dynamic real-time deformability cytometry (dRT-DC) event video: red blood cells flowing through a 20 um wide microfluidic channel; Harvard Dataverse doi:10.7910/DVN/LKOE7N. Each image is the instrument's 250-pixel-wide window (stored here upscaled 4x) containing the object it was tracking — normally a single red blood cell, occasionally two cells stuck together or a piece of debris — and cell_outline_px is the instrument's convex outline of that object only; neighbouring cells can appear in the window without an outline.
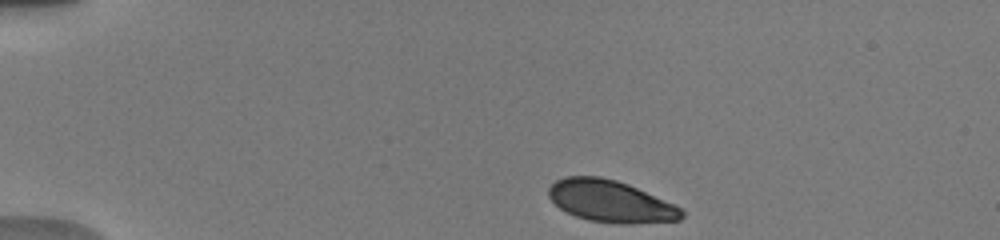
{"species": "human", "species_latin": "Homo sapiens", "temperature_condition": "warm", "stored_images_in_passage": 12, "camera_frame_rate_fps": 3000, "um_per_image_px": 0.085, "donor": {"sex": "male"}, "frame": {"image": 1, "passage_image": 1, "time_ms": 0.0, "image_size_px": [1000, 240], "cell_outline_px": [[684, 216], [680, 220], [628, 224], [616, 224], [588, 220], [576, 216], [560, 208], [548, 196], [548, 188], [556, 180], [564, 176], [600, 176], [616, 180], [628, 184], [672, 204], [680, 208], [684, 212]], "centroid_in_image_um": [51.87, 17.11], "position_along_channel_um": 33.1, "area_um2": 32.25}}
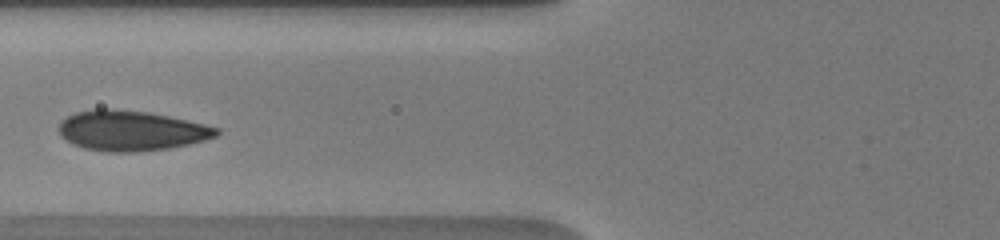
{"frame": {"image": 2, "passage_image": 9, "time_ms": 4.0, "image_size_px": [1000, 240], "cell_outline_px": [[220, 132], [216, 136], [204, 140], [188, 144], [168, 148], [136, 152], [108, 152], [84, 148], [72, 144], [60, 136], [60, 120], [76, 112], [96, 108], [104, 108], [148, 112], [168, 116], [204, 124], [220, 128]], "centroid_in_image_um": [11.13, 11.11], "position_along_channel_um": 114.7, "area_um2": 36.82}}
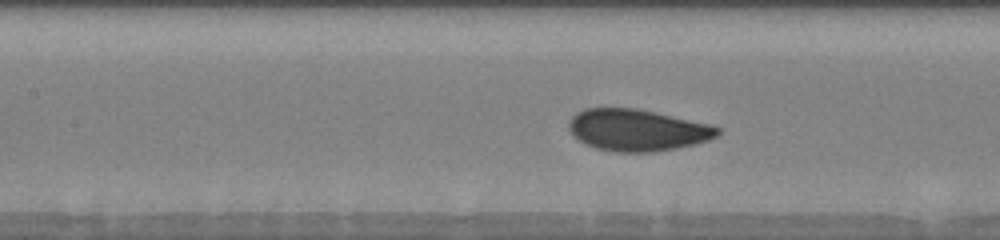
{"frame": {"image": 3, "passage_image": 11, "time_ms": 5.0, "image_size_px": [1000, 240], "cell_outline_px": [[720, 132], [716, 136], [708, 140], [676, 148], [652, 152], [616, 152], [596, 148], [584, 144], [572, 136], [568, 128], [568, 120], [576, 112], [584, 108], [636, 108], [712, 124], [720, 128]], "centroid_in_image_um": [54.12, 11.05], "position_along_channel_um": 153.3, "area_um2": 36.36}}